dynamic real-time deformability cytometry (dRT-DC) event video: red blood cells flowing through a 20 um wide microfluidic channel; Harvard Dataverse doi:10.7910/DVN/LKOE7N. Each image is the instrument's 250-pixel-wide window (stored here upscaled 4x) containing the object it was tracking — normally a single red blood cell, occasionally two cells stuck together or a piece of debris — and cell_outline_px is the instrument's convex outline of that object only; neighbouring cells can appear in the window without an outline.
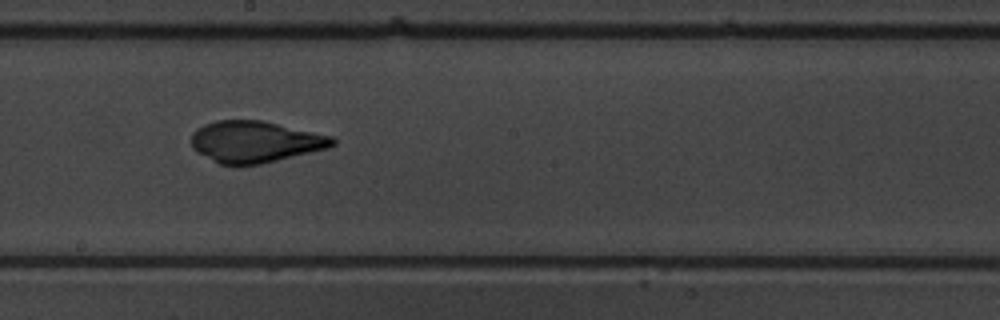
{"species": "common noctule bat (a hibernating species)", "species_latin": "Nyctalus noctula", "temperature_condition": "warm", "stored_images_in_passage": 51, "camera_frame_rate_fps": 3000, "um_per_image_px": 0.085, "animal": {"sex": "male", "body_mass_g": 19.5, "forearm_length_mm": 54.6}, "frame": {"image": 1, "passage_image": 29, "time_ms": 9.333, "image_size_px": [1000, 320], "cell_outline_px": [[336, 144], [328, 148], [260, 164], [220, 164], [196, 152], [192, 148], [192, 132], [204, 124], [216, 120], [260, 120], [332, 136], [336, 140]], "centroid_in_image_um": [21.67, 12.04], "position_along_channel_um": 226.5, "area_um2": 33.81}}
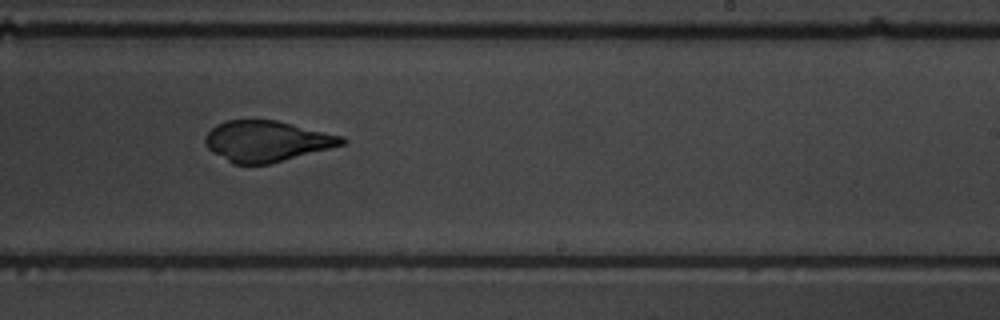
{"frame": {"image": 2, "passage_image": 32, "time_ms": 10.333, "image_size_px": [1000, 320], "cell_outline_px": [[348, 140], [344, 144], [268, 164], [232, 164], [212, 152], [208, 148], [204, 140], [204, 136], [216, 124], [224, 120], [276, 120], [344, 136]], "centroid_in_image_um": [22.64, 11.99], "position_along_channel_um": 266.4, "area_um2": 32.37}}
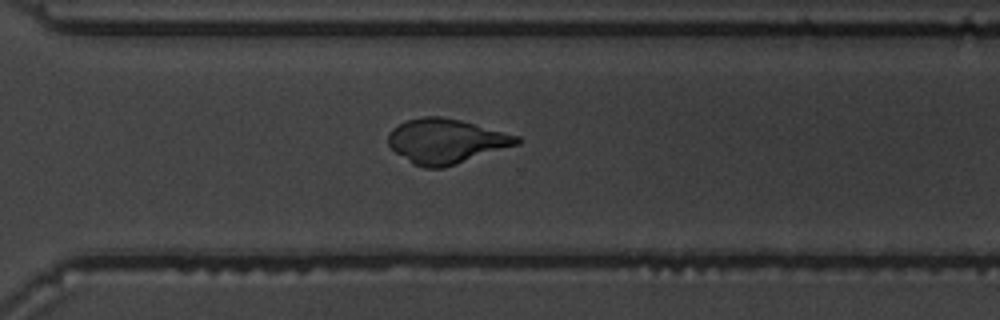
{"frame": {"image": 3, "passage_image": 37, "time_ms": 12.0, "image_size_px": [1000, 320], "cell_outline_px": [[520, 144], [444, 168], [424, 168], [412, 164], [396, 152], [388, 144], [388, 132], [392, 128], [408, 120], [420, 116], [440, 116], [460, 120], [520, 136]], "centroid_in_image_um": [37.91, 12.0], "position_along_channel_um": 332.7, "area_um2": 33.52}}